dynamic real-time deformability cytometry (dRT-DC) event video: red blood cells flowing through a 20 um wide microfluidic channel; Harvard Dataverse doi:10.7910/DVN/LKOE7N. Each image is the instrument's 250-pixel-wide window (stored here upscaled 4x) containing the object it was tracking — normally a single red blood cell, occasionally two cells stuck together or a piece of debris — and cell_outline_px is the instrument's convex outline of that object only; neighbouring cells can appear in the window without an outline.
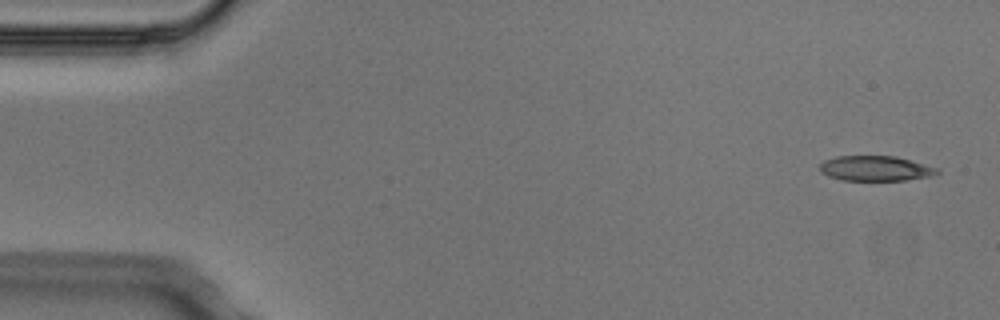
{"species": "Egyptian fruit bat (a non-hibernating species)", "species_latin": "Rousettus aegyptiacus", "temperature_condition": "cold", "stored_images_in_passage": 5, "camera_frame_rate_fps": 3000, "um_per_image_px": 0.085, "animal": {"sex": "male"}, "frame": {"image": 1, "passage_image": 1, "time_ms": 0.0, "image_size_px": [1000, 320], "cell_outline_px": [[940, 172], [932, 176], [904, 180], [844, 180], [828, 176], [820, 172], [820, 164], [824, 160], [836, 156], [896, 156], [940, 168]], "centroid_in_image_um": [74.44, 14.31], "position_along_channel_um": 10.6, "area_um2": 17.22}}
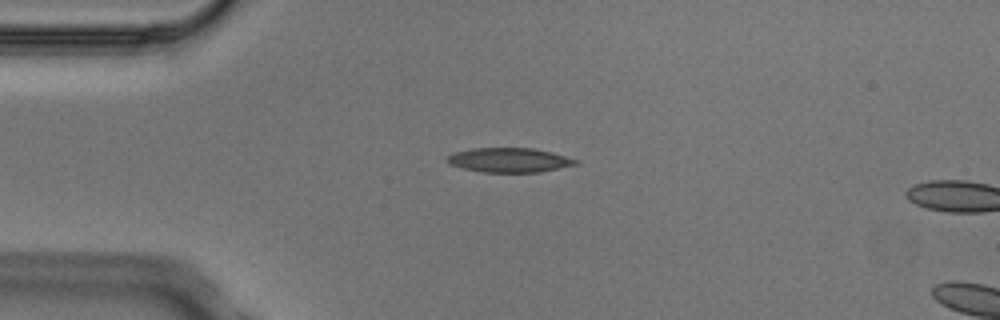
{"frame": {"image": 2, "passage_image": 4, "time_ms": 1.0, "image_size_px": [1000, 320], "cell_outline_px": [[580, 164], [540, 172], [484, 172], [464, 168], [448, 164], [444, 160], [452, 152], [472, 148], [532, 148], [552, 152], [580, 160]], "centroid_in_image_um": [43.3, 13.6], "position_along_channel_um": 41.7, "area_um2": 18.5}}